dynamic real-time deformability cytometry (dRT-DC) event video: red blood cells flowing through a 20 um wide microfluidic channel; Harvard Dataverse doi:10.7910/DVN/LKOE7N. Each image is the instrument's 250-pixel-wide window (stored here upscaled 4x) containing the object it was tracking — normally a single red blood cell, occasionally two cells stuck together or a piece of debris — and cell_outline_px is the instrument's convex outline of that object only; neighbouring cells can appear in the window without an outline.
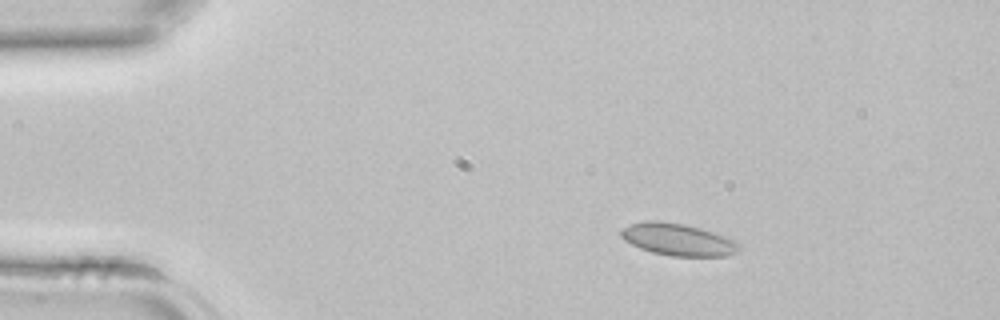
{"species": "common noctule bat (a hibernating species)", "species_latin": "Nyctalus noctula", "temperature_condition": "room temperature", "stored_images_in_passage": 36, "camera_frame_rate_fps": 3000, "um_per_image_px": 0.085, "animal": {"sex": "female", "body_mass_g": 22.7, "forearm_length_mm": 54.2}, "frame": {"image": 1, "passage_image": 1, "time_ms": 0.0, "image_size_px": [1000, 320], "cell_outline_px": [[740, 248], [736, 252], [724, 256], [672, 256], [652, 252], [640, 248], [624, 240], [620, 236], [620, 228], [628, 224], [644, 220], [660, 220], [684, 224], [700, 228], [736, 240], [740, 244]], "centroid_in_image_um": [57.58, 20.34], "position_along_channel_um": 27.4, "area_um2": 22.25}}